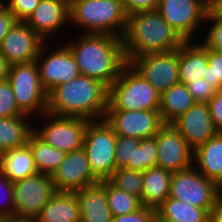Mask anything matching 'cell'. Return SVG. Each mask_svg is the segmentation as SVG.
<instances>
[{
  "label": "cell",
  "mask_w": 222,
  "mask_h": 222,
  "mask_svg": "<svg viewBox=\"0 0 222 222\" xmlns=\"http://www.w3.org/2000/svg\"><path fill=\"white\" fill-rule=\"evenodd\" d=\"M14 215L36 218L56 190L51 175L37 173L13 182Z\"/></svg>",
  "instance_id": "13"
},
{
  "label": "cell",
  "mask_w": 222,
  "mask_h": 222,
  "mask_svg": "<svg viewBox=\"0 0 222 222\" xmlns=\"http://www.w3.org/2000/svg\"><path fill=\"white\" fill-rule=\"evenodd\" d=\"M106 198L113 216L127 215L143 206L139 198L118 189L109 180H106Z\"/></svg>",
  "instance_id": "31"
},
{
  "label": "cell",
  "mask_w": 222,
  "mask_h": 222,
  "mask_svg": "<svg viewBox=\"0 0 222 222\" xmlns=\"http://www.w3.org/2000/svg\"><path fill=\"white\" fill-rule=\"evenodd\" d=\"M16 22L17 20L13 13L3 3L0 4V46Z\"/></svg>",
  "instance_id": "43"
},
{
  "label": "cell",
  "mask_w": 222,
  "mask_h": 222,
  "mask_svg": "<svg viewBox=\"0 0 222 222\" xmlns=\"http://www.w3.org/2000/svg\"><path fill=\"white\" fill-rule=\"evenodd\" d=\"M80 222H111L113 214L106 198V180L76 191Z\"/></svg>",
  "instance_id": "20"
},
{
  "label": "cell",
  "mask_w": 222,
  "mask_h": 222,
  "mask_svg": "<svg viewBox=\"0 0 222 222\" xmlns=\"http://www.w3.org/2000/svg\"><path fill=\"white\" fill-rule=\"evenodd\" d=\"M163 217L176 222H209L210 213L182 200L168 197L157 209Z\"/></svg>",
  "instance_id": "29"
},
{
  "label": "cell",
  "mask_w": 222,
  "mask_h": 222,
  "mask_svg": "<svg viewBox=\"0 0 222 222\" xmlns=\"http://www.w3.org/2000/svg\"><path fill=\"white\" fill-rule=\"evenodd\" d=\"M0 222H37L36 218L12 216L1 220Z\"/></svg>",
  "instance_id": "47"
},
{
  "label": "cell",
  "mask_w": 222,
  "mask_h": 222,
  "mask_svg": "<svg viewBox=\"0 0 222 222\" xmlns=\"http://www.w3.org/2000/svg\"><path fill=\"white\" fill-rule=\"evenodd\" d=\"M122 42L124 55L129 63L137 56L176 50L184 41L157 10H153L127 16Z\"/></svg>",
  "instance_id": "3"
},
{
  "label": "cell",
  "mask_w": 222,
  "mask_h": 222,
  "mask_svg": "<svg viewBox=\"0 0 222 222\" xmlns=\"http://www.w3.org/2000/svg\"><path fill=\"white\" fill-rule=\"evenodd\" d=\"M218 187H219V200L222 201V181L219 183Z\"/></svg>",
  "instance_id": "49"
},
{
  "label": "cell",
  "mask_w": 222,
  "mask_h": 222,
  "mask_svg": "<svg viewBox=\"0 0 222 222\" xmlns=\"http://www.w3.org/2000/svg\"><path fill=\"white\" fill-rule=\"evenodd\" d=\"M49 45L59 33L70 26L69 3L66 0H40L34 12L25 21ZM66 27V28H65ZM59 32V33H58ZM58 33V34H57ZM50 40V41H49Z\"/></svg>",
  "instance_id": "18"
},
{
  "label": "cell",
  "mask_w": 222,
  "mask_h": 222,
  "mask_svg": "<svg viewBox=\"0 0 222 222\" xmlns=\"http://www.w3.org/2000/svg\"><path fill=\"white\" fill-rule=\"evenodd\" d=\"M104 119L117 136L138 139L156 136L164 125L159 110H106Z\"/></svg>",
  "instance_id": "14"
},
{
  "label": "cell",
  "mask_w": 222,
  "mask_h": 222,
  "mask_svg": "<svg viewBox=\"0 0 222 222\" xmlns=\"http://www.w3.org/2000/svg\"><path fill=\"white\" fill-rule=\"evenodd\" d=\"M40 0H2V3L13 13L17 21L25 22L34 12Z\"/></svg>",
  "instance_id": "38"
},
{
  "label": "cell",
  "mask_w": 222,
  "mask_h": 222,
  "mask_svg": "<svg viewBox=\"0 0 222 222\" xmlns=\"http://www.w3.org/2000/svg\"><path fill=\"white\" fill-rule=\"evenodd\" d=\"M172 124L193 150L218 133L207 103H195Z\"/></svg>",
  "instance_id": "19"
},
{
  "label": "cell",
  "mask_w": 222,
  "mask_h": 222,
  "mask_svg": "<svg viewBox=\"0 0 222 222\" xmlns=\"http://www.w3.org/2000/svg\"><path fill=\"white\" fill-rule=\"evenodd\" d=\"M34 121V132L41 139L53 148L69 153L83 147L85 129L90 120L82 117L57 116L46 112Z\"/></svg>",
  "instance_id": "9"
},
{
  "label": "cell",
  "mask_w": 222,
  "mask_h": 222,
  "mask_svg": "<svg viewBox=\"0 0 222 222\" xmlns=\"http://www.w3.org/2000/svg\"><path fill=\"white\" fill-rule=\"evenodd\" d=\"M108 87L99 80L79 75L48 93L47 112L57 116L104 119Z\"/></svg>",
  "instance_id": "2"
},
{
  "label": "cell",
  "mask_w": 222,
  "mask_h": 222,
  "mask_svg": "<svg viewBox=\"0 0 222 222\" xmlns=\"http://www.w3.org/2000/svg\"><path fill=\"white\" fill-rule=\"evenodd\" d=\"M69 4L73 1V0H66Z\"/></svg>",
  "instance_id": "50"
},
{
  "label": "cell",
  "mask_w": 222,
  "mask_h": 222,
  "mask_svg": "<svg viewBox=\"0 0 222 222\" xmlns=\"http://www.w3.org/2000/svg\"><path fill=\"white\" fill-rule=\"evenodd\" d=\"M160 94L128 62L108 87L106 110H159Z\"/></svg>",
  "instance_id": "5"
},
{
  "label": "cell",
  "mask_w": 222,
  "mask_h": 222,
  "mask_svg": "<svg viewBox=\"0 0 222 222\" xmlns=\"http://www.w3.org/2000/svg\"><path fill=\"white\" fill-rule=\"evenodd\" d=\"M25 115L18 107L8 80L0 81V118Z\"/></svg>",
  "instance_id": "34"
},
{
  "label": "cell",
  "mask_w": 222,
  "mask_h": 222,
  "mask_svg": "<svg viewBox=\"0 0 222 222\" xmlns=\"http://www.w3.org/2000/svg\"><path fill=\"white\" fill-rule=\"evenodd\" d=\"M133 137L117 136L115 146L116 169L124 168L128 162H132Z\"/></svg>",
  "instance_id": "39"
},
{
  "label": "cell",
  "mask_w": 222,
  "mask_h": 222,
  "mask_svg": "<svg viewBox=\"0 0 222 222\" xmlns=\"http://www.w3.org/2000/svg\"><path fill=\"white\" fill-rule=\"evenodd\" d=\"M59 44L60 46L56 48L53 45L51 49L45 42L36 58L40 81L47 93L56 86L72 81L80 75L71 50L64 43Z\"/></svg>",
  "instance_id": "11"
},
{
  "label": "cell",
  "mask_w": 222,
  "mask_h": 222,
  "mask_svg": "<svg viewBox=\"0 0 222 222\" xmlns=\"http://www.w3.org/2000/svg\"><path fill=\"white\" fill-rule=\"evenodd\" d=\"M203 77L217 90L222 89V52L208 48V65Z\"/></svg>",
  "instance_id": "36"
},
{
  "label": "cell",
  "mask_w": 222,
  "mask_h": 222,
  "mask_svg": "<svg viewBox=\"0 0 222 222\" xmlns=\"http://www.w3.org/2000/svg\"><path fill=\"white\" fill-rule=\"evenodd\" d=\"M129 64L161 95L179 83V48L134 57Z\"/></svg>",
  "instance_id": "12"
},
{
  "label": "cell",
  "mask_w": 222,
  "mask_h": 222,
  "mask_svg": "<svg viewBox=\"0 0 222 222\" xmlns=\"http://www.w3.org/2000/svg\"><path fill=\"white\" fill-rule=\"evenodd\" d=\"M109 181L118 189L129 193L141 200L143 192V173L119 168L113 172Z\"/></svg>",
  "instance_id": "32"
},
{
  "label": "cell",
  "mask_w": 222,
  "mask_h": 222,
  "mask_svg": "<svg viewBox=\"0 0 222 222\" xmlns=\"http://www.w3.org/2000/svg\"><path fill=\"white\" fill-rule=\"evenodd\" d=\"M69 17L70 24L80 29L76 30L79 33L110 34L122 38L127 27V15L121 1L73 0L69 4Z\"/></svg>",
  "instance_id": "4"
},
{
  "label": "cell",
  "mask_w": 222,
  "mask_h": 222,
  "mask_svg": "<svg viewBox=\"0 0 222 222\" xmlns=\"http://www.w3.org/2000/svg\"><path fill=\"white\" fill-rule=\"evenodd\" d=\"M27 145L32 151L38 173L53 174L66 154L64 151L48 145L34 131L30 134Z\"/></svg>",
  "instance_id": "28"
},
{
  "label": "cell",
  "mask_w": 222,
  "mask_h": 222,
  "mask_svg": "<svg viewBox=\"0 0 222 222\" xmlns=\"http://www.w3.org/2000/svg\"><path fill=\"white\" fill-rule=\"evenodd\" d=\"M0 170L11 182L37 174L34 158L30 147H22L3 152L0 158Z\"/></svg>",
  "instance_id": "26"
},
{
  "label": "cell",
  "mask_w": 222,
  "mask_h": 222,
  "mask_svg": "<svg viewBox=\"0 0 222 222\" xmlns=\"http://www.w3.org/2000/svg\"><path fill=\"white\" fill-rule=\"evenodd\" d=\"M209 11L222 19V0H209Z\"/></svg>",
  "instance_id": "45"
},
{
  "label": "cell",
  "mask_w": 222,
  "mask_h": 222,
  "mask_svg": "<svg viewBox=\"0 0 222 222\" xmlns=\"http://www.w3.org/2000/svg\"><path fill=\"white\" fill-rule=\"evenodd\" d=\"M154 222H176V221H173V220H170L166 217H163L157 210L155 212V215H154Z\"/></svg>",
  "instance_id": "48"
},
{
  "label": "cell",
  "mask_w": 222,
  "mask_h": 222,
  "mask_svg": "<svg viewBox=\"0 0 222 222\" xmlns=\"http://www.w3.org/2000/svg\"><path fill=\"white\" fill-rule=\"evenodd\" d=\"M156 10L183 41H197L205 28L209 0H159Z\"/></svg>",
  "instance_id": "8"
},
{
  "label": "cell",
  "mask_w": 222,
  "mask_h": 222,
  "mask_svg": "<svg viewBox=\"0 0 222 222\" xmlns=\"http://www.w3.org/2000/svg\"><path fill=\"white\" fill-rule=\"evenodd\" d=\"M157 161V135L144 139L133 138L132 162H128L124 168L143 173L157 167Z\"/></svg>",
  "instance_id": "30"
},
{
  "label": "cell",
  "mask_w": 222,
  "mask_h": 222,
  "mask_svg": "<svg viewBox=\"0 0 222 222\" xmlns=\"http://www.w3.org/2000/svg\"><path fill=\"white\" fill-rule=\"evenodd\" d=\"M172 174L159 167H152L143 172V206L156 210L169 197Z\"/></svg>",
  "instance_id": "24"
},
{
  "label": "cell",
  "mask_w": 222,
  "mask_h": 222,
  "mask_svg": "<svg viewBox=\"0 0 222 222\" xmlns=\"http://www.w3.org/2000/svg\"><path fill=\"white\" fill-rule=\"evenodd\" d=\"M186 86L196 103H207L217 91L204 77L189 81Z\"/></svg>",
  "instance_id": "37"
},
{
  "label": "cell",
  "mask_w": 222,
  "mask_h": 222,
  "mask_svg": "<svg viewBox=\"0 0 222 222\" xmlns=\"http://www.w3.org/2000/svg\"><path fill=\"white\" fill-rule=\"evenodd\" d=\"M193 166L219 185L222 181V132H218L194 150Z\"/></svg>",
  "instance_id": "22"
},
{
  "label": "cell",
  "mask_w": 222,
  "mask_h": 222,
  "mask_svg": "<svg viewBox=\"0 0 222 222\" xmlns=\"http://www.w3.org/2000/svg\"><path fill=\"white\" fill-rule=\"evenodd\" d=\"M169 196L204 208L210 213L219 201V187L192 165L172 174Z\"/></svg>",
  "instance_id": "10"
},
{
  "label": "cell",
  "mask_w": 222,
  "mask_h": 222,
  "mask_svg": "<svg viewBox=\"0 0 222 222\" xmlns=\"http://www.w3.org/2000/svg\"><path fill=\"white\" fill-rule=\"evenodd\" d=\"M33 131L34 121L28 115L0 118V154L26 145Z\"/></svg>",
  "instance_id": "25"
},
{
  "label": "cell",
  "mask_w": 222,
  "mask_h": 222,
  "mask_svg": "<svg viewBox=\"0 0 222 222\" xmlns=\"http://www.w3.org/2000/svg\"><path fill=\"white\" fill-rule=\"evenodd\" d=\"M75 38H69L70 42L66 38L64 44L71 50L80 74L109 87L127 63L122 38L95 33H79Z\"/></svg>",
  "instance_id": "1"
},
{
  "label": "cell",
  "mask_w": 222,
  "mask_h": 222,
  "mask_svg": "<svg viewBox=\"0 0 222 222\" xmlns=\"http://www.w3.org/2000/svg\"><path fill=\"white\" fill-rule=\"evenodd\" d=\"M215 129L222 132V89L217 90L207 102Z\"/></svg>",
  "instance_id": "41"
},
{
  "label": "cell",
  "mask_w": 222,
  "mask_h": 222,
  "mask_svg": "<svg viewBox=\"0 0 222 222\" xmlns=\"http://www.w3.org/2000/svg\"><path fill=\"white\" fill-rule=\"evenodd\" d=\"M45 41L26 23L17 21L2 41L0 53L10 64L36 61Z\"/></svg>",
  "instance_id": "17"
},
{
  "label": "cell",
  "mask_w": 222,
  "mask_h": 222,
  "mask_svg": "<svg viewBox=\"0 0 222 222\" xmlns=\"http://www.w3.org/2000/svg\"><path fill=\"white\" fill-rule=\"evenodd\" d=\"M155 212L153 208L142 206L130 214L113 216L111 222H154Z\"/></svg>",
  "instance_id": "40"
},
{
  "label": "cell",
  "mask_w": 222,
  "mask_h": 222,
  "mask_svg": "<svg viewBox=\"0 0 222 222\" xmlns=\"http://www.w3.org/2000/svg\"><path fill=\"white\" fill-rule=\"evenodd\" d=\"M208 65V48L199 40L184 41L179 47V83L202 78Z\"/></svg>",
  "instance_id": "21"
},
{
  "label": "cell",
  "mask_w": 222,
  "mask_h": 222,
  "mask_svg": "<svg viewBox=\"0 0 222 222\" xmlns=\"http://www.w3.org/2000/svg\"><path fill=\"white\" fill-rule=\"evenodd\" d=\"M194 150L173 124H164L157 134V167L172 173L193 165Z\"/></svg>",
  "instance_id": "15"
},
{
  "label": "cell",
  "mask_w": 222,
  "mask_h": 222,
  "mask_svg": "<svg viewBox=\"0 0 222 222\" xmlns=\"http://www.w3.org/2000/svg\"><path fill=\"white\" fill-rule=\"evenodd\" d=\"M196 102L185 84L178 83L160 95L159 112L164 124H172Z\"/></svg>",
  "instance_id": "27"
},
{
  "label": "cell",
  "mask_w": 222,
  "mask_h": 222,
  "mask_svg": "<svg viewBox=\"0 0 222 222\" xmlns=\"http://www.w3.org/2000/svg\"><path fill=\"white\" fill-rule=\"evenodd\" d=\"M204 24L205 28L207 24V30L204 28L205 31L203 32L206 33L202 34L199 38L201 39L200 41L207 48L222 52V19L215 17L210 11H208Z\"/></svg>",
  "instance_id": "33"
},
{
  "label": "cell",
  "mask_w": 222,
  "mask_h": 222,
  "mask_svg": "<svg viewBox=\"0 0 222 222\" xmlns=\"http://www.w3.org/2000/svg\"><path fill=\"white\" fill-rule=\"evenodd\" d=\"M14 216L13 182L0 170V221Z\"/></svg>",
  "instance_id": "35"
},
{
  "label": "cell",
  "mask_w": 222,
  "mask_h": 222,
  "mask_svg": "<svg viewBox=\"0 0 222 222\" xmlns=\"http://www.w3.org/2000/svg\"><path fill=\"white\" fill-rule=\"evenodd\" d=\"M51 177L56 192H76L100 182L91 171L83 147L66 153Z\"/></svg>",
  "instance_id": "16"
},
{
  "label": "cell",
  "mask_w": 222,
  "mask_h": 222,
  "mask_svg": "<svg viewBox=\"0 0 222 222\" xmlns=\"http://www.w3.org/2000/svg\"><path fill=\"white\" fill-rule=\"evenodd\" d=\"M36 220L37 222H80L76 192H55Z\"/></svg>",
  "instance_id": "23"
},
{
  "label": "cell",
  "mask_w": 222,
  "mask_h": 222,
  "mask_svg": "<svg viewBox=\"0 0 222 222\" xmlns=\"http://www.w3.org/2000/svg\"><path fill=\"white\" fill-rule=\"evenodd\" d=\"M159 0H121L126 15L141 11H153L157 9Z\"/></svg>",
  "instance_id": "42"
},
{
  "label": "cell",
  "mask_w": 222,
  "mask_h": 222,
  "mask_svg": "<svg viewBox=\"0 0 222 222\" xmlns=\"http://www.w3.org/2000/svg\"><path fill=\"white\" fill-rule=\"evenodd\" d=\"M116 138L113 128L105 119L88 122L83 149L88 157L91 171L99 181L109 180L116 170Z\"/></svg>",
  "instance_id": "6"
},
{
  "label": "cell",
  "mask_w": 222,
  "mask_h": 222,
  "mask_svg": "<svg viewBox=\"0 0 222 222\" xmlns=\"http://www.w3.org/2000/svg\"><path fill=\"white\" fill-rule=\"evenodd\" d=\"M10 64L0 53V81L7 80Z\"/></svg>",
  "instance_id": "46"
},
{
  "label": "cell",
  "mask_w": 222,
  "mask_h": 222,
  "mask_svg": "<svg viewBox=\"0 0 222 222\" xmlns=\"http://www.w3.org/2000/svg\"><path fill=\"white\" fill-rule=\"evenodd\" d=\"M209 222H222V201L219 200L210 212Z\"/></svg>",
  "instance_id": "44"
},
{
  "label": "cell",
  "mask_w": 222,
  "mask_h": 222,
  "mask_svg": "<svg viewBox=\"0 0 222 222\" xmlns=\"http://www.w3.org/2000/svg\"><path fill=\"white\" fill-rule=\"evenodd\" d=\"M7 80L25 115L34 119L47 112L48 93L41 84L36 61L10 65Z\"/></svg>",
  "instance_id": "7"
}]
</instances>
